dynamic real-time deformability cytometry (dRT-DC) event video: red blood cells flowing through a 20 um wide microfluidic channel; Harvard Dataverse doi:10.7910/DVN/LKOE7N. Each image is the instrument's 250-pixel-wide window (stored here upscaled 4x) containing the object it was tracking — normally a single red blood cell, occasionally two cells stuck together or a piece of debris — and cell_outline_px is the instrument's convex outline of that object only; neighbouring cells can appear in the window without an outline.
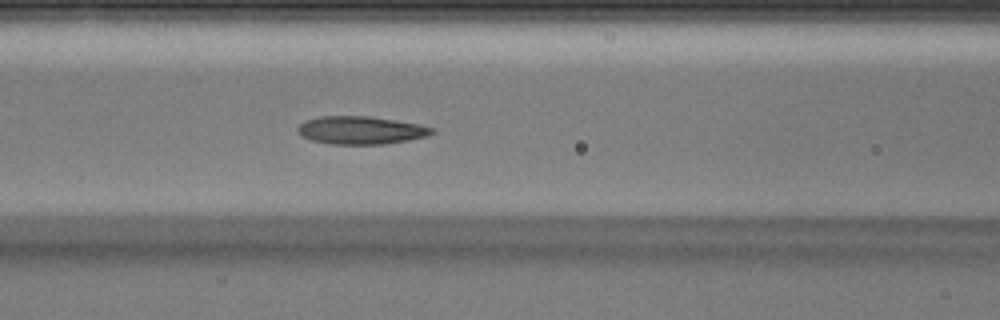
{"species": "Egyptian fruit bat (a non-hibernating species)", "species_latin": "Rousettus aegyptiacus", "temperature_condition": "warm", "stored_images_in_passage": 43, "camera_frame_rate_fps": 3000, "um_per_image_px": 0.085, "animal": {"sex": "male"}, "frame": {"image": 1, "passage_image": 17, "time_ms": 5.333, "image_size_px": [1000, 320], "cell_outline_px": [[436, 132], [428, 136], [408, 140], [384, 144], [332, 144], [312, 140], [304, 136], [296, 128], [304, 120], [320, 116], [368, 116], [396, 120], [420, 124], [436, 128]], "centroid_in_image_um": [30.73, 11.06], "position_along_channel_um": 135.9, "area_um2": 21.91}}
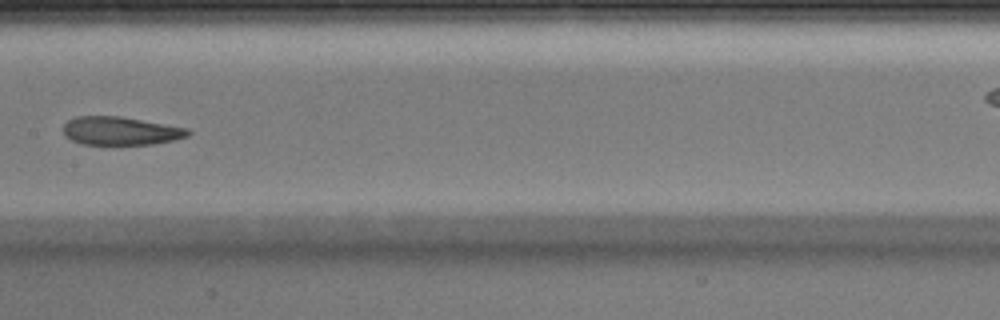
{"frame": {"image": 2, "passage_image": 21, "time_ms": 6.667, "image_size_px": [1000, 320], "cell_outline_px": [[192, 132], [188, 136], [172, 140], [152, 144], [84, 144], [72, 140], [64, 136], [64, 124], [68, 120], [76, 116], [120, 116], [188, 128]], "centroid_in_image_um": [10.24, 11.12], "position_along_channel_um": 197.2, "area_um2": 20.46}}
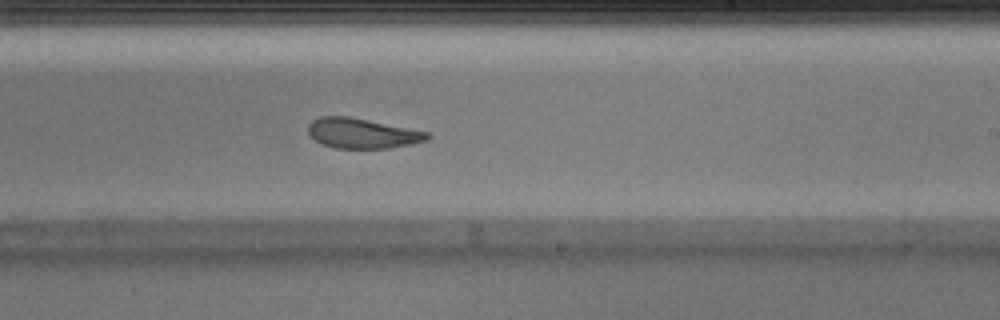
{"frame": {"image": 3, "passage_image": 25, "time_ms": 8.0, "image_size_px": [1000, 320], "cell_outline_px": [[432, 136], [428, 140], [412, 144], [388, 148], [332, 148], [320, 144], [308, 136], [308, 124], [312, 120], [320, 116], [348, 116], [428, 132]], "centroid_in_image_um": [30.74, 11.34], "position_along_channel_um": 258.3, "area_um2": 21.04}}